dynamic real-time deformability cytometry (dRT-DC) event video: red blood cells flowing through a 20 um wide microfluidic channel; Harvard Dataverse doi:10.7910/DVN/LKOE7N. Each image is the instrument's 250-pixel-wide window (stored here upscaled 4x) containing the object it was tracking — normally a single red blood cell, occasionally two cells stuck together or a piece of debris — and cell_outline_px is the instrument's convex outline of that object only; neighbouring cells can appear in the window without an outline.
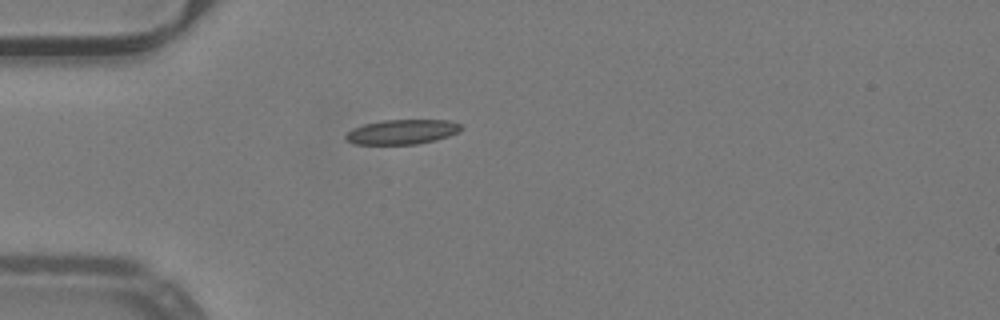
{"species": "common noctule bat (a hibernating species)", "species_latin": "Nyctalus noctula", "temperature_condition": "warm", "stored_images_in_passage": 38, "camera_frame_rate_fps": 3000, "um_per_image_px": 0.085, "animal": {"sex": "male", "body_mass_g": 19.2, "forearm_length_mm": 51.8}, "frame": {"image": 1, "passage_image": 1, "time_ms": 0.0, "image_size_px": [1000, 320], "cell_outline_px": [[464, 128], [460, 132], [436, 140], [416, 144], [352, 144], [344, 140], [344, 136], [352, 128], [364, 124], [384, 120], [448, 120], [460, 124]], "centroid_in_image_um": [34.17, 11.21], "position_along_channel_um": 50.8, "area_um2": 16.76}}
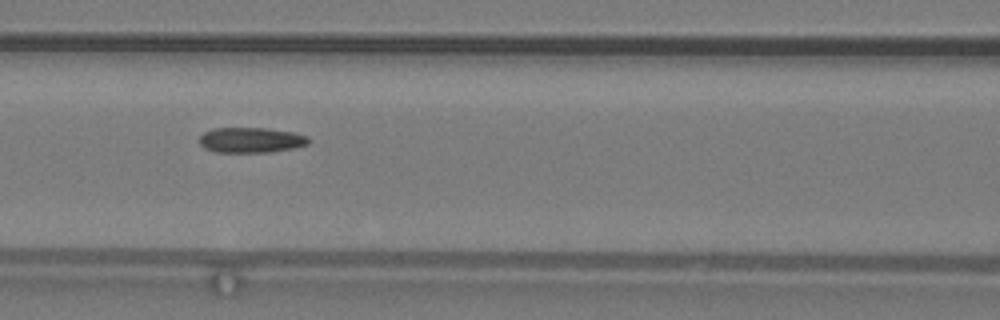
{"frame": {"image": 2, "passage_image": 9, "time_ms": 2.667, "image_size_px": [1000, 320], "cell_outline_px": [[308, 144], [292, 148], [268, 152], [216, 152], [204, 148], [200, 144], [200, 136], [204, 132], [216, 128], [268, 128], [292, 132], [308, 136]], "centroid_in_image_um": [21.31, 11.9], "position_along_channel_um": 145.3, "area_um2": 15.95}}
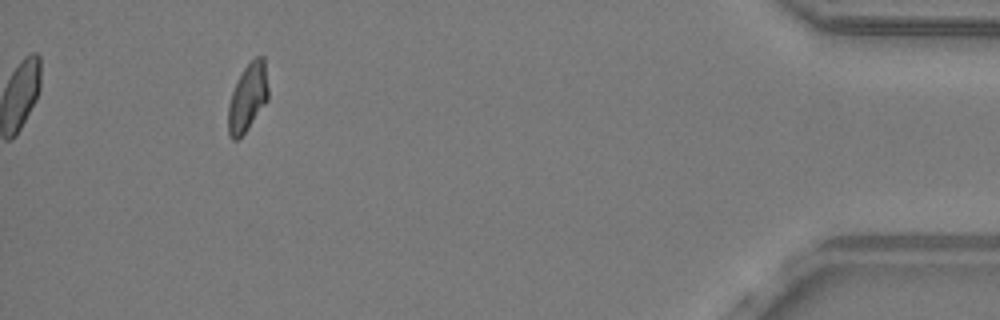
{"frame": {"image": 3, "passage_image": 34, "time_ms": 11.0, "image_size_px": [1000, 320], "cell_outline_px": [[268, 100], [248, 128], [236, 140], [232, 140], [228, 136], [228, 104], [232, 92], [244, 68], [256, 56], [264, 56], [268, 88]], "centroid_in_image_um": [21.05, 8.3], "position_along_channel_um": 414.1, "area_um2": 15.66}, "authors_computed_cell_mechanics": {"area_um2": 16.2418, "velocity_mm_per_s": 4.0101, "shape_relaxation_time_tau1_ms": null, "shape_relaxation_time_tau2_ms": 3.5992, "deformation_change_tau1": null, "deformation_change_tau2": 0.0918}}